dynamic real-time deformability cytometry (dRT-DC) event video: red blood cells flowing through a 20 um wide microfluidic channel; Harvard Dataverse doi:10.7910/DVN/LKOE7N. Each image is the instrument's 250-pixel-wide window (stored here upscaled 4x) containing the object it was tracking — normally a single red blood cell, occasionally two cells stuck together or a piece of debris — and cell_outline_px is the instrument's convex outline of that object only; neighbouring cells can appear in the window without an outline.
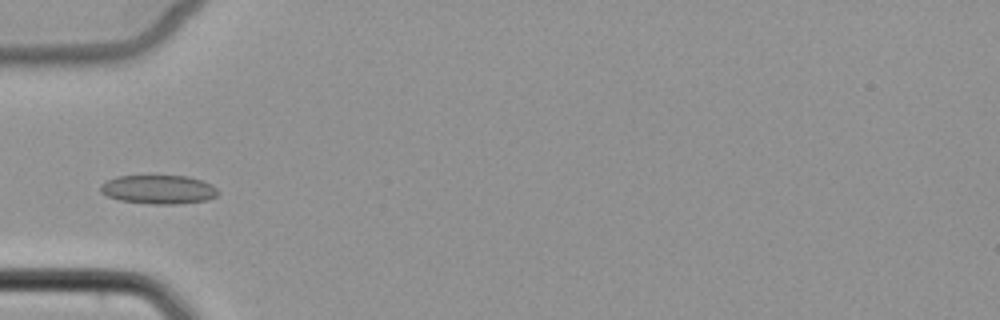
{"species": "common noctule bat (a hibernating species)", "species_latin": "Nyctalus noctula", "temperature_condition": "cold", "stored_images_in_passage": 5, "camera_frame_rate_fps": 3000, "um_per_image_px": 0.085, "animal": {"sex": "female", "body_mass_g": 22.7, "forearm_length_mm": 54.2}, "frame": {"image": 1, "passage_image": 5, "time_ms": 4.667, "image_size_px": [1000, 320], "cell_outline_px": [[220, 192], [216, 196], [208, 200], [180, 204], [152, 204], [120, 200], [108, 196], [100, 192], [100, 184], [116, 176], [188, 176], [212, 184]], "centroid_in_image_um": [13.49, 16.11], "position_along_channel_um": 71.5, "area_um2": 19.83}}